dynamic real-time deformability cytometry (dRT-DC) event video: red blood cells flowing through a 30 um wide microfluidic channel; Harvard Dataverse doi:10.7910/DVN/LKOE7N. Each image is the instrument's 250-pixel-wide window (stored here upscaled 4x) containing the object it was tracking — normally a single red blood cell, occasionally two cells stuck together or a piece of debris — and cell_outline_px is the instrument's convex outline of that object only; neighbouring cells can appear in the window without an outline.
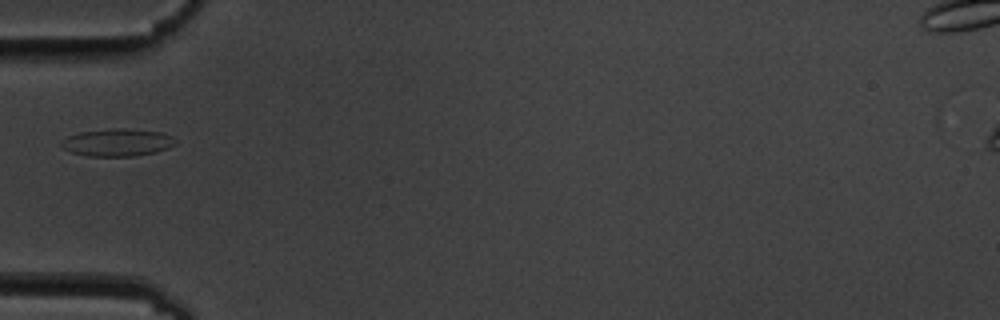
{"species": "common noctule bat (a hibernating species)", "species_latin": "Nyctalus noctula", "temperature_condition": "cold", "stored_images_in_passage": 3, "camera_frame_rate_fps": 3000, "um_per_image_px": 0.085, "animal": {"sex": "male", "body_mass_g": 19.5, "forearm_length_mm": 54.6}, "frame": {"image": 1, "passage_image": 1, "time_ms": 0.0, "image_size_px": [1000, 320], "cell_outline_px": [[176, 144], [168, 148], [156, 152], [136, 156], [88, 156], [72, 152], [64, 148], [60, 144], [60, 140], [68, 136], [80, 132], [116, 128], [124, 128], [160, 132], [172, 136], [176, 140]], "centroid_in_image_um": [9.99, 12.11], "position_along_channel_um": 75.0, "area_um2": 18.26}}
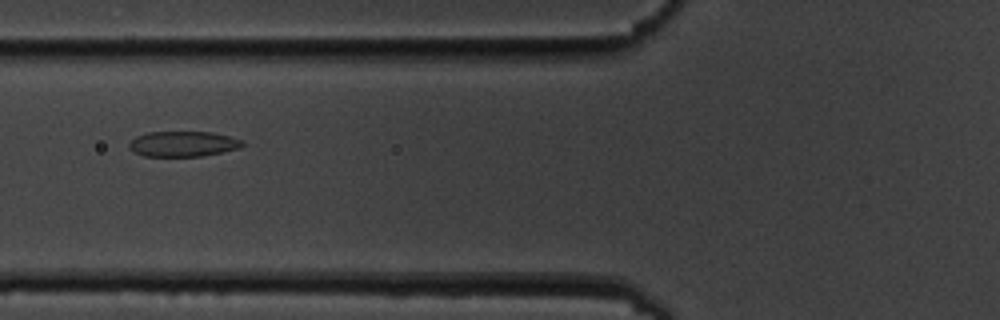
{"frame": {"image": 2, "passage_image": 2, "time_ms": 1.0, "image_size_px": [1000, 320], "cell_outline_px": [[244, 144], [240, 148], [200, 156], [144, 156], [136, 152], [128, 144], [136, 136], [148, 132], [212, 132], [244, 140]], "centroid_in_image_um": [15.59, 12.22], "position_along_channel_um": 110.2, "area_um2": 16.53}}
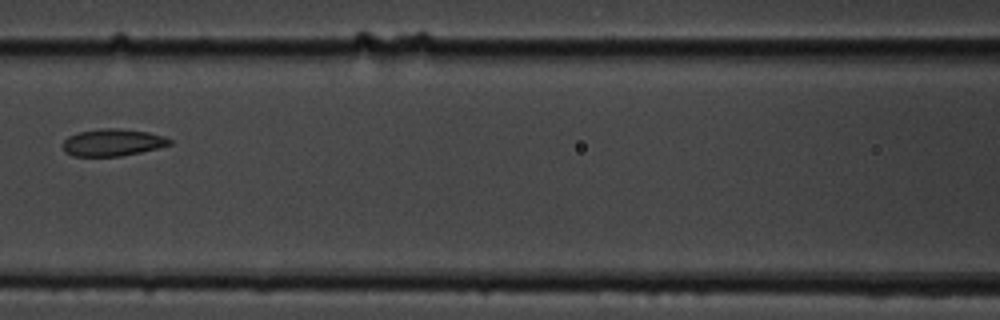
{"frame": {"image": 3, "passage_image": 3, "time_ms": 2.333, "image_size_px": [1000, 320], "cell_outline_px": [[172, 144], [140, 152], [120, 156], [72, 156], [64, 152], [64, 140], [68, 136], [80, 132], [104, 128], [116, 128], [148, 132], [164, 136], [172, 140]], "centroid_in_image_um": [9.57, 12.11], "position_along_channel_um": 157.0, "area_um2": 16.7}}